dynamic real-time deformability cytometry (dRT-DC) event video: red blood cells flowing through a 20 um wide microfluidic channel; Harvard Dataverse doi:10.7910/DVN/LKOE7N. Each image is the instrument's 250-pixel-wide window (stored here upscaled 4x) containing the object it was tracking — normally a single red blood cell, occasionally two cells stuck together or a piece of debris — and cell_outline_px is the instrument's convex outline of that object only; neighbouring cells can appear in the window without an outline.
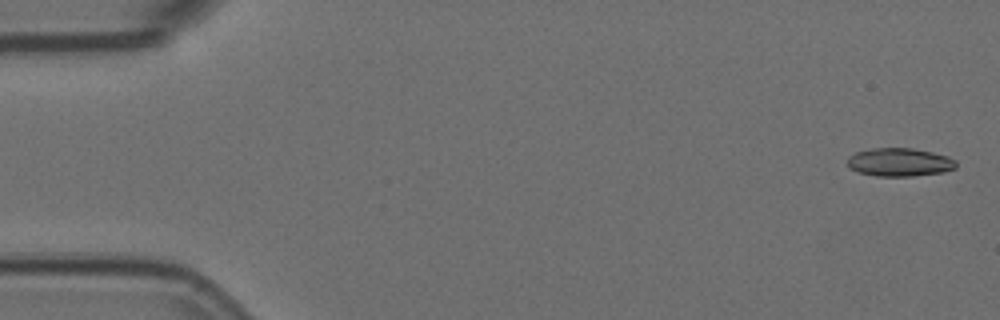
{"species": "Egyptian fruit bat (a non-hibernating species)", "species_latin": "Rousettus aegyptiacus", "temperature_condition": "room temperature", "stored_images_in_passage": 56, "camera_frame_rate_fps": 3000, "um_per_image_px": 0.085, "animal": {"sex": "female"}, "frame": {"image": 1, "passage_image": 1, "time_ms": 0.0, "image_size_px": [1000, 320], "cell_outline_px": [[956, 168], [944, 172], [912, 176], [876, 176], [856, 172], [848, 168], [848, 156], [856, 152], [872, 148], [912, 148], [932, 152], [948, 156], [956, 160]], "centroid_in_image_um": [76.45, 13.79], "position_along_channel_um": 8.5, "area_um2": 18.09}}
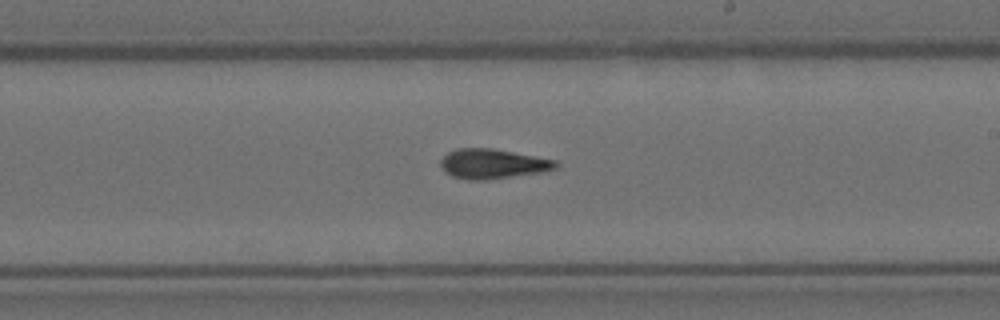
{"frame": {"image": 2, "passage_image": 32, "time_ms": 10.333, "image_size_px": [1000, 320], "cell_outline_px": [[560, 164], [556, 168], [544, 172], [488, 180], [468, 180], [452, 176], [444, 172], [440, 164], [440, 160], [448, 152], [456, 148], [492, 148], [556, 160]], "centroid_in_image_um": [41.88, 13.93], "position_along_channel_um": 247.1, "area_um2": 20.17}}
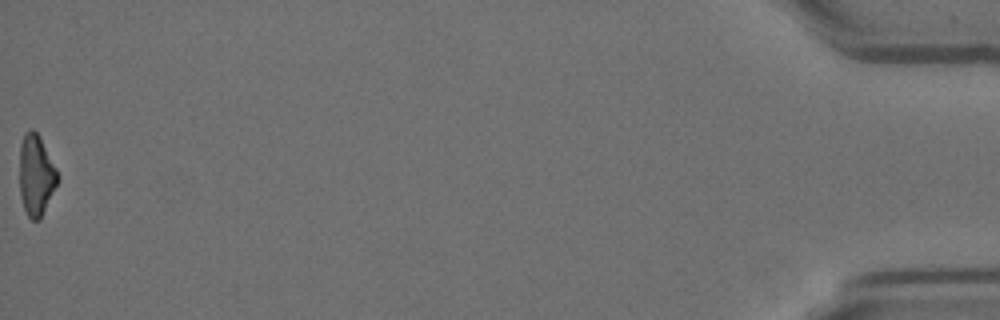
{"frame": {"image": 3, "passage_image": 56, "time_ms": 18.333, "image_size_px": [1000, 320], "cell_outline_px": [[60, 180], [40, 220], [32, 220], [28, 216], [24, 208], [20, 196], [20, 144], [24, 132], [32, 128], [40, 136], [60, 176]], "centroid_in_image_um": [3.08, 14.89], "position_along_channel_um": 432.1, "area_um2": 18.21}, "authors_computed_cell_mechanics": {"area_um2": 18.9006, "velocity_mm_per_s": 3.6052, "shape_relaxation_time_tau1_ms": null, "shape_relaxation_time_tau2_ms": 10.4641, "deformation_change_tau1": null, "deformation_change_tau2": 0.1972}}